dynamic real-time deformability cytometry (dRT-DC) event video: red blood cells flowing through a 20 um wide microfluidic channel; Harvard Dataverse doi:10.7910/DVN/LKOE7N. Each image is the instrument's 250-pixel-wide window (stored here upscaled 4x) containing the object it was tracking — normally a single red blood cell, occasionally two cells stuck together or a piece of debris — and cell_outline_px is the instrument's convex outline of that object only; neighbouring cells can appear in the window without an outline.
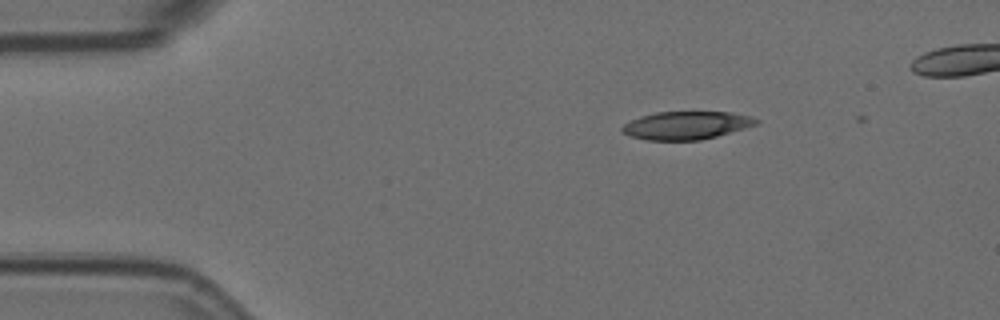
{"species": "Egyptian fruit bat (a non-hibernating species)", "species_latin": "Rousettus aegyptiacus", "temperature_condition": "room temperature", "stored_images_in_passage": 4, "camera_frame_rate_fps": 3000, "um_per_image_px": 0.085, "animal": {"sex": "female"}, "frame": {"image": 1, "passage_image": 3, "time_ms": 0.667, "image_size_px": [1000, 320], "cell_outline_px": [[760, 124], [716, 136], [700, 140], [644, 140], [632, 136], [624, 132], [620, 128], [624, 124], [640, 116], [656, 112], [732, 112], [748, 116], [760, 120]], "centroid_in_image_um": [58.36, 10.65], "position_along_channel_um": 26.6, "area_um2": 21.79}}